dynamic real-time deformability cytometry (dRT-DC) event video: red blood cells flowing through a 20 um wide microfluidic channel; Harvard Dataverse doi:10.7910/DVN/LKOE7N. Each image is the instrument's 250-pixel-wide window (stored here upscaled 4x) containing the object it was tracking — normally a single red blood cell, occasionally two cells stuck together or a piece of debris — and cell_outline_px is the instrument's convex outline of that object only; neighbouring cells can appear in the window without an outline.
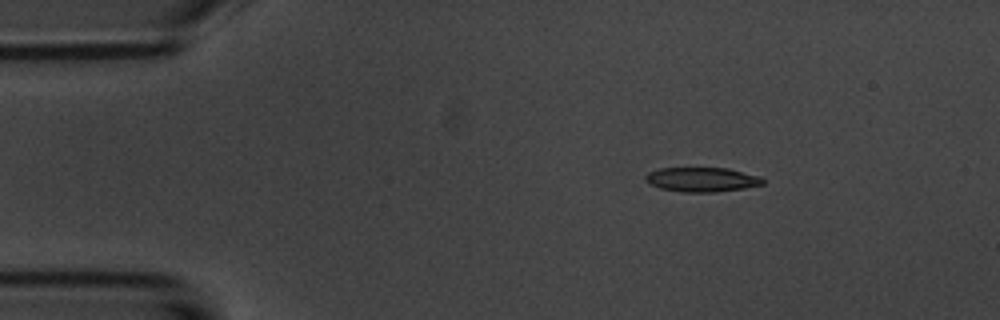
{"species": "common noctule bat (a hibernating species)", "species_latin": "Nyctalus noctula", "temperature_condition": "room temperature", "stored_images_in_passage": 4, "camera_frame_rate_fps": 3000, "um_per_image_px": 0.085, "animal": {"sex": "male", "body_mass_g": 20.1, "forearm_length_mm": 53.5}, "frame": {"image": 1, "passage_image": 2, "time_ms": 1.333, "image_size_px": [1000, 320], "cell_outline_px": [[764, 184], [744, 188], [716, 192], [680, 192], [660, 188], [644, 180], [644, 176], [648, 172], [660, 168], [728, 168], [760, 176], [764, 180]], "centroid_in_image_um": [59.66, 15.26], "position_along_channel_um": 25.3, "area_um2": 16.76}}
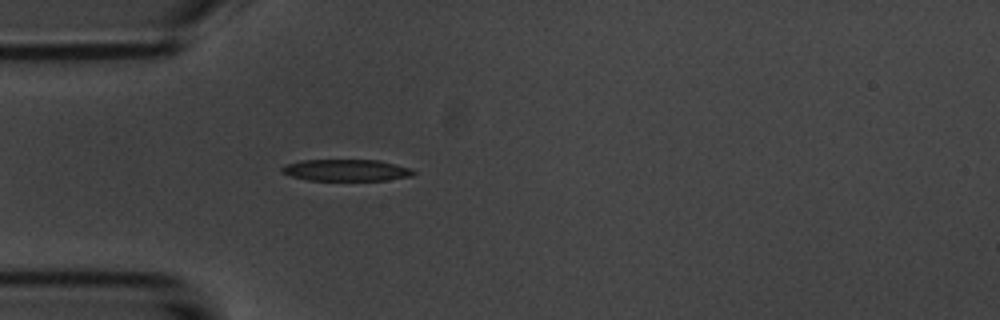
{"frame": {"image": 2, "passage_image": 4, "time_ms": 3.667, "image_size_px": [1000, 320], "cell_outline_px": [[416, 172], [412, 176], [388, 180], [308, 180], [292, 176], [280, 172], [280, 168], [284, 164], [300, 160], [380, 160], [412, 168]], "centroid_in_image_um": [29.43, 14.46], "position_along_channel_um": 55.6, "area_um2": 16.76}}